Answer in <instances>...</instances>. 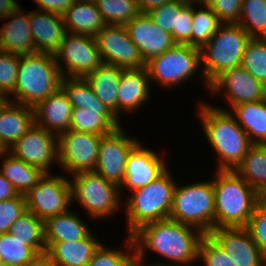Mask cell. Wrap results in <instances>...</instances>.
Masks as SVG:
<instances>
[{
  "mask_svg": "<svg viewBox=\"0 0 266 266\" xmlns=\"http://www.w3.org/2000/svg\"><path fill=\"white\" fill-rule=\"evenodd\" d=\"M204 235L198 228L168 218L140 226L131 237L137 258L145 261L144 251L148 249L178 266L192 264L198 260V246Z\"/></svg>",
  "mask_w": 266,
  "mask_h": 266,
  "instance_id": "6da1fadb",
  "label": "cell"
},
{
  "mask_svg": "<svg viewBox=\"0 0 266 266\" xmlns=\"http://www.w3.org/2000/svg\"><path fill=\"white\" fill-rule=\"evenodd\" d=\"M200 104L202 127L219 157L218 170L234 171L253 144L228 110L207 103Z\"/></svg>",
  "mask_w": 266,
  "mask_h": 266,
  "instance_id": "7a4b0ae2",
  "label": "cell"
},
{
  "mask_svg": "<svg viewBox=\"0 0 266 266\" xmlns=\"http://www.w3.org/2000/svg\"><path fill=\"white\" fill-rule=\"evenodd\" d=\"M212 181L215 229L246 227L254 208L263 198L235 171L217 170Z\"/></svg>",
  "mask_w": 266,
  "mask_h": 266,
  "instance_id": "3957f363",
  "label": "cell"
},
{
  "mask_svg": "<svg viewBox=\"0 0 266 266\" xmlns=\"http://www.w3.org/2000/svg\"><path fill=\"white\" fill-rule=\"evenodd\" d=\"M62 77L54 55H20L14 102L35 107L60 88Z\"/></svg>",
  "mask_w": 266,
  "mask_h": 266,
  "instance_id": "277c9868",
  "label": "cell"
},
{
  "mask_svg": "<svg viewBox=\"0 0 266 266\" xmlns=\"http://www.w3.org/2000/svg\"><path fill=\"white\" fill-rule=\"evenodd\" d=\"M175 182L166 169L144 187L133 190L126 201L128 235L146 223L169 218Z\"/></svg>",
  "mask_w": 266,
  "mask_h": 266,
  "instance_id": "5b68a950",
  "label": "cell"
},
{
  "mask_svg": "<svg viewBox=\"0 0 266 266\" xmlns=\"http://www.w3.org/2000/svg\"><path fill=\"white\" fill-rule=\"evenodd\" d=\"M251 37L239 24L222 23L213 37L200 48L203 76L209 84L222 72L241 65Z\"/></svg>",
  "mask_w": 266,
  "mask_h": 266,
  "instance_id": "8992f818",
  "label": "cell"
},
{
  "mask_svg": "<svg viewBox=\"0 0 266 266\" xmlns=\"http://www.w3.org/2000/svg\"><path fill=\"white\" fill-rule=\"evenodd\" d=\"M169 219L198 228L205 235L215 229L213 181L175 185Z\"/></svg>",
  "mask_w": 266,
  "mask_h": 266,
  "instance_id": "52a82bcc",
  "label": "cell"
},
{
  "mask_svg": "<svg viewBox=\"0 0 266 266\" xmlns=\"http://www.w3.org/2000/svg\"><path fill=\"white\" fill-rule=\"evenodd\" d=\"M70 182L71 200L77 201L94 218H104L119 209V187L104 179L95 171L81 172L73 175Z\"/></svg>",
  "mask_w": 266,
  "mask_h": 266,
  "instance_id": "ba28073f",
  "label": "cell"
},
{
  "mask_svg": "<svg viewBox=\"0 0 266 266\" xmlns=\"http://www.w3.org/2000/svg\"><path fill=\"white\" fill-rule=\"evenodd\" d=\"M201 65L200 49L188 44H175L146 62L150 80L172 87L188 80Z\"/></svg>",
  "mask_w": 266,
  "mask_h": 266,
  "instance_id": "9c48e42d",
  "label": "cell"
},
{
  "mask_svg": "<svg viewBox=\"0 0 266 266\" xmlns=\"http://www.w3.org/2000/svg\"><path fill=\"white\" fill-rule=\"evenodd\" d=\"M54 56L61 75L68 78H85L103 63L95 37L69 32ZM61 60L66 70L61 67Z\"/></svg>",
  "mask_w": 266,
  "mask_h": 266,
  "instance_id": "30bf717a",
  "label": "cell"
},
{
  "mask_svg": "<svg viewBox=\"0 0 266 266\" xmlns=\"http://www.w3.org/2000/svg\"><path fill=\"white\" fill-rule=\"evenodd\" d=\"M70 182L64 176L45 173L38 184L24 195L27 209L43 222L67 212L72 203Z\"/></svg>",
  "mask_w": 266,
  "mask_h": 266,
  "instance_id": "8fae6325",
  "label": "cell"
},
{
  "mask_svg": "<svg viewBox=\"0 0 266 266\" xmlns=\"http://www.w3.org/2000/svg\"><path fill=\"white\" fill-rule=\"evenodd\" d=\"M102 135L69 129L58 135V162L72 175L94 171Z\"/></svg>",
  "mask_w": 266,
  "mask_h": 266,
  "instance_id": "7c38bea8",
  "label": "cell"
},
{
  "mask_svg": "<svg viewBox=\"0 0 266 266\" xmlns=\"http://www.w3.org/2000/svg\"><path fill=\"white\" fill-rule=\"evenodd\" d=\"M95 40L103 63L123 69H141L145 62L125 26L105 25Z\"/></svg>",
  "mask_w": 266,
  "mask_h": 266,
  "instance_id": "4fadbf2b",
  "label": "cell"
},
{
  "mask_svg": "<svg viewBox=\"0 0 266 266\" xmlns=\"http://www.w3.org/2000/svg\"><path fill=\"white\" fill-rule=\"evenodd\" d=\"M8 153L49 173L52 161L58 162V136L34 123L20 139L8 148Z\"/></svg>",
  "mask_w": 266,
  "mask_h": 266,
  "instance_id": "5bb4252c",
  "label": "cell"
},
{
  "mask_svg": "<svg viewBox=\"0 0 266 266\" xmlns=\"http://www.w3.org/2000/svg\"><path fill=\"white\" fill-rule=\"evenodd\" d=\"M138 143L134 138L127 137L122 127L102 135L94 171L120 187L124 180L127 156Z\"/></svg>",
  "mask_w": 266,
  "mask_h": 266,
  "instance_id": "9a60e30c",
  "label": "cell"
},
{
  "mask_svg": "<svg viewBox=\"0 0 266 266\" xmlns=\"http://www.w3.org/2000/svg\"><path fill=\"white\" fill-rule=\"evenodd\" d=\"M208 235L238 266H266V257L246 227H220Z\"/></svg>",
  "mask_w": 266,
  "mask_h": 266,
  "instance_id": "2e32d148",
  "label": "cell"
},
{
  "mask_svg": "<svg viewBox=\"0 0 266 266\" xmlns=\"http://www.w3.org/2000/svg\"><path fill=\"white\" fill-rule=\"evenodd\" d=\"M227 90L226 97L231 107L266 99L265 85L254 78L241 65L222 72L210 84L212 93Z\"/></svg>",
  "mask_w": 266,
  "mask_h": 266,
  "instance_id": "e0dca14e",
  "label": "cell"
},
{
  "mask_svg": "<svg viewBox=\"0 0 266 266\" xmlns=\"http://www.w3.org/2000/svg\"><path fill=\"white\" fill-rule=\"evenodd\" d=\"M125 27L145 63L176 44L171 34L156 25L147 13H139Z\"/></svg>",
  "mask_w": 266,
  "mask_h": 266,
  "instance_id": "ac0fdd59",
  "label": "cell"
},
{
  "mask_svg": "<svg viewBox=\"0 0 266 266\" xmlns=\"http://www.w3.org/2000/svg\"><path fill=\"white\" fill-rule=\"evenodd\" d=\"M141 145L139 142L127 156L124 180L119 187L121 190L124 185L132 191L144 187L167 169L164 160Z\"/></svg>",
  "mask_w": 266,
  "mask_h": 266,
  "instance_id": "d6986e66",
  "label": "cell"
},
{
  "mask_svg": "<svg viewBox=\"0 0 266 266\" xmlns=\"http://www.w3.org/2000/svg\"><path fill=\"white\" fill-rule=\"evenodd\" d=\"M29 22L36 52L55 55L67 33L63 16L38 9L29 12Z\"/></svg>",
  "mask_w": 266,
  "mask_h": 266,
  "instance_id": "ffe728a7",
  "label": "cell"
},
{
  "mask_svg": "<svg viewBox=\"0 0 266 266\" xmlns=\"http://www.w3.org/2000/svg\"><path fill=\"white\" fill-rule=\"evenodd\" d=\"M33 109L36 125L57 136L69 130L72 105L61 88L40 101Z\"/></svg>",
  "mask_w": 266,
  "mask_h": 266,
  "instance_id": "44dd1931",
  "label": "cell"
},
{
  "mask_svg": "<svg viewBox=\"0 0 266 266\" xmlns=\"http://www.w3.org/2000/svg\"><path fill=\"white\" fill-rule=\"evenodd\" d=\"M22 12V13H21ZM10 22L0 29V51L27 55L36 53L31 34L29 12L26 14L18 7L7 18Z\"/></svg>",
  "mask_w": 266,
  "mask_h": 266,
  "instance_id": "7402d4cb",
  "label": "cell"
},
{
  "mask_svg": "<svg viewBox=\"0 0 266 266\" xmlns=\"http://www.w3.org/2000/svg\"><path fill=\"white\" fill-rule=\"evenodd\" d=\"M148 71L146 67L141 69H123L118 84L117 117L121 110L133 113L143 105L149 97Z\"/></svg>",
  "mask_w": 266,
  "mask_h": 266,
  "instance_id": "603a6c76",
  "label": "cell"
},
{
  "mask_svg": "<svg viewBox=\"0 0 266 266\" xmlns=\"http://www.w3.org/2000/svg\"><path fill=\"white\" fill-rule=\"evenodd\" d=\"M35 123L34 109L8 99L0 109V139L9 148Z\"/></svg>",
  "mask_w": 266,
  "mask_h": 266,
  "instance_id": "cb8c5ba5",
  "label": "cell"
},
{
  "mask_svg": "<svg viewBox=\"0 0 266 266\" xmlns=\"http://www.w3.org/2000/svg\"><path fill=\"white\" fill-rule=\"evenodd\" d=\"M89 233L82 240L45 243L46 254L56 266H87L101 244Z\"/></svg>",
  "mask_w": 266,
  "mask_h": 266,
  "instance_id": "d4e9b609",
  "label": "cell"
},
{
  "mask_svg": "<svg viewBox=\"0 0 266 266\" xmlns=\"http://www.w3.org/2000/svg\"><path fill=\"white\" fill-rule=\"evenodd\" d=\"M119 127V118L106 106L72 107L69 129L73 131L105 135Z\"/></svg>",
  "mask_w": 266,
  "mask_h": 266,
  "instance_id": "484cf974",
  "label": "cell"
},
{
  "mask_svg": "<svg viewBox=\"0 0 266 266\" xmlns=\"http://www.w3.org/2000/svg\"><path fill=\"white\" fill-rule=\"evenodd\" d=\"M62 16L69 33L95 37L106 25L95 2L75 0Z\"/></svg>",
  "mask_w": 266,
  "mask_h": 266,
  "instance_id": "4316f807",
  "label": "cell"
},
{
  "mask_svg": "<svg viewBox=\"0 0 266 266\" xmlns=\"http://www.w3.org/2000/svg\"><path fill=\"white\" fill-rule=\"evenodd\" d=\"M123 68L102 63L85 79L91 85L94 95L117 116L118 84Z\"/></svg>",
  "mask_w": 266,
  "mask_h": 266,
  "instance_id": "83f0119b",
  "label": "cell"
},
{
  "mask_svg": "<svg viewBox=\"0 0 266 266\" xmlns=\"http://www.w3.org/2000/svg\"><path fill=\"white\" fill-rule=\"evenodd\" d=\"M231 109V114L246 132L250 142L266 145V99L241 103Z\"/></svg>",
  "mask_w": 266,
  "mask_h": 266,
  "instance_id": "f1b7e54d",
  "label": "cell"
},
{
  "mask_svg": "<svg viewBox=\"0 0 266 266\" xmlns=\"http://www.w3.org/2000/svg\"><path fill=\"white\" fill-rule=\"evenodd\" d=\"M43 226L45 243L73 242L82 240L90 233L85 222L70 210L46 219Z\"/></svg>",
  "mask_w": 266,
  "mask_h": 266,
  "instance_id": "f546056e",
  "label": "cell"
},
{
  "mask_svg": "<svg viewBox=\"0 0 266 266\" xmlns=\"http://www.w3.org/2000/svg\"><path fill=\"white\" fill-rule=\"evenodd\" d=\"M234 171L266 198V145L253 144Z\"/></svg>",
  "mask_w": 266,
  "mask_h": 266,
  "instance_id": "4dcf8cb0",
  "label": "cell"
},
{
  "mask_svg": "<svg viewBox=\"0 0 266 266\" xmlns=\"http://www.w3.org/2000/svg\"><path fill=\"white\" fill-rule=\"evenodd\" d=\"M0 172L22 195L34 188L45 174L41 169L13 157L10 153L5 156Z\"/></svg>",
  "mask_w": 266,
  "mask_h": 266,
  "instance_id": "1f68e13d",
  "label": "cell"
},
{
  "mask_svg": "<svg viewBox=\"0 0 266 266\" xmlns=\"http://www.w3.org/2000/svg\"><path fill=\"white\" fill-rule=\"evenodd\" d=\"M9 233L26 241V246L35 248L40 254L46 252L43 221L30 210L27 209L16 219Z\"/></svg>",
  "mask_w": 266,
  "mask_h": 266,
  "instance_id": "d6a6232c",
  "label": "cell"
},
{
  "mask_svg": "<svg viewBox=\"0 0 266 266\" xmlns=\"http://www.w3.org/2000/svg\"><path fill=\"white\" fill-rule=\"evenodd\" d=\"M40 254L35 248L26 246V241L20 240L9 232L0 234V258L3 264L25 266Z\"/></svg>",
  "mask_w": 266,
  "mask_h": 266,
  "instance_id": "836d02e7",
  "label": "cell"
},
{
  "mask_svg": "<svg viewBox=\"0 0 266 266\" xmlns=\"http://www.w3.org/2000/svg\"><path fill=\"white\" fill-rule=\"evenodd\" d=\"M106 25L126 26L140 11L136 0H96Z\"/></svg>",
  "mask_w": 266,
  "mask_h": 266,
  "instance_id": "e575fe53",
  "label": "cell"
},
{
  "mask_svg": "<svg viewBox=\"0 0 266 266\" xmlns=\"http://www.w3.org/2000/svg\"><path fill=\"white\" fill-rule=\"evenodd\" d=\"M238 24L251 38H266V0H242Z\"/></svg>",
  "mask_w": 266,
  "mask_h": 266,
  "instance_id": "d590c367",
  "label": "cell"
},
{
  "mask_svg": "<svg viewBox=\"0 0 266 266\" xmlns=\"http://www.w3.org/2000/svg\"><path fill=\"white\" fill-rule=\"evenodd\" d=\"M202 5L205 9L196 11L193 4L192 15L191 46L199 49L213 37L222 24L209 6L204 3Z\"/></svg>",
  "mask_w": 266,
  "mask_h": 266,
  "instance_id": "8d00e7d4",
  "label": "cell"
},
{
  "mask_svg": "<svg viewBox=\"0 0 266 266\" xmlns=\"http://www.w3.org/2000/svg\"><path fill=\"white\" fill-rule=\"evenodd\" d=\"M60 88L66 94L72 107L84 108L102 106L101 101L94 95L91 85L85 78L62 77Z\"/></svg>",
  "mask_w": 266,
  "mask_h": 266,
  "instance_id": "74e56055",
  "label": "cell"
},
{
  "mask_svg": "<svg viewBox=\"0 0 266 266\" xmlns=\"http://www.w3.org/2000/svg\"><path fill=\"white\" fill-rule=\"evenodd\" d=\"M241 66L266 86V38H251L246 44Z\"/></svg>",
  "mask_w": 266,
  "mask_h": 266,
  "instance_id": "f35d334b",
  "label": "cell"
},
{
  "mask_svg": "<svg viewBox=\"0 0 266 266\" xmlns=\"http://www.w3.org/2000/svg\"><path fill=\"white\" fill-rule=\"evenodd\" d=\"M127 240V248L133 250L132 255L116 249H108L103 244H100L94 251L87 266H132V260L134 257V242L131 235H128Z\"/></svg>",
  "mask_w": 266,
  "mask_h": 266,
  "instance_id": "ab89813d",
  "label": "cell"
},
{
  "mask_svg": "<svg viewBox=\"0 0 266 266\" xmlns=\"http://www.w3.org/2000/svg\"><path fill=\"white\" fill-rule=\"evenodd\" d=\"M19 63L20 55L0 51V94L4 97L14 93Z\"/></svg>",
  "mask_w": 266,
  "mask_h": 266,
  "instance_id": "60d3db41",
  "label": "cell"
},
{
  "mask_svg": "<svg viewBox=\"0 0 266 266\" xmlns=\"http://www.w3.org/2000/svg\"><path fill=\"white\" fill-rule=\"evenodd\" d=\"M197 258H202L205 266H238L208 234L201 238Z\"/></svg>",
  "mask_w": 266,
  "mask_h": 266,
  "instance_id": "b9f144b4",
  "label": "cell"
},
{
  "mask_svg": "<svg viewBox=\"0 0 266 266\" xmlns=\"http://www.w3.org/2000/svg\"><path fill=\"white\" fill-rule=\"evenodd\" d=\"M186 4V2L180 0H171L149 10L147 15L156 25L171 34L173 28H176L177 15Z\"/></svg>",
  "mask_w": 266,
  "mask_h": 266,
  "instance_id": "7bdbcfd3",
  "label": "cell"
},
{
  "mask_svg": "<svg viewBox=\"0 0 266 266\" xmlns=\"http://www.w3.org/2000/svg\"><path fill=\"white\" fill-rule=\"evenodd\" d=\"M246 228L257 247L266 257V198H263L256 205Z\"/></svg>",
  "mask_w": 266,
  "mask_h": 266,
  "instance_id": "ee69618b",
  "label": "cell"
},
{
  "mask_svg": "<svg viewBox=\"0 0 266 266\" xmlns=\"http://www.w3.org/2000/svg\"><path fill=\"white\" fill-rule=\"evenodd\" d=\"M26 210L25 196L22 194L9 200L0 201V234L9 232L11 225Z\"/></svg>",
  "mask_w": 266,
  "mask_h": 266,
  "instance_id": "f6af8a7d",
  "label": "cell"
},
{
  "mask_svg": "<svg viewBox=\"0 0 266 266\" xmlns=\"http://www.w3.org/2000/svg\"><path fill=\"white\" fill-rule=\"evenodd\" d=\"M203 3L213 10L221 23H239L242 0H204Z\"/></svg>",
  "mask_w": 266,
  "mask_h": 266,
  "instance_id": "bcb514c9",
  "label": "cell"
},
{
  "mask_svg": "<svg viewBox=\"0 0 266 266\" xmlns=\"http://www.w3.org/2000/svg\"><path fill=\"white\" fill-rule=\"evenodd\" d=\"M193 4H186L178 13L176 28H173L171 36L176 44H188L191 46Z\"/></svg>",
  "mask_w": 266,
  "mask_h": 266,
  "instance_id": "7dc6e473",
  "label": "cell"
},
{
  "mask_svg": "<svg viewBox=\"0 0 266 266\" xmlns=\"http://www.w3.org/2000/svg\"><path fill=\"white\" fill-rule=\"evenodd\" d=\"M38 4L40 11H46L63 15L75 0H33Z\"/></svg>",
  "mask_w": 266,
  "mask_h": 266,
  "instance_id": "c3c4849f",
  "label": "cell"
},
{
  "mask_svg": "<svg viewBox=\"0 0 266 266\" xmlns=\"http://www.w3.org/2000/svg\"><path fill=\"white\" fill-rule=\"evenodd\" d=\"M18 195L13 185L0 172V201L12 199Z\"/></svg>",
  "mask_w": 266,
  "mask_h": 266,
  "instance_id": "681fc988",
  "label": "cell"
},
{
  "mask_svg": "<svg viewBox=\"0 0 266 266\" xmlns=\"http://www.w3.org/2000/svg\"><path fill=\"white\" fill-rule=\"evenodd\" d=\"M171 0H136L140 13H147L149 10L159 7Z\"/></svg>",
  "mask_w": 266,
  "mask_h": 266,
  "instance_id": "f907efd6",
  "label": "cell"
},
{
  "mask_svg": "<svg viewBox=\"0 0 266 266\" xmlns=\"http://www.w3.org/2000/svg\"><path fill=\"white\" fill-rule=\"evenodd\" d=\"M19 6L15 0H0V19L8 17Z\"/></svg>",
  "mask_w": 266,
  "mask_h": 266,
  "instance_id": "816d5d0a",
  "label": "cell"
},
{
  "mask_svg": "<svg viewBox=\"0 0 266 266\" xmlns=\"http://www.w3.org/2000/svg\"><path fill=\"white\" fill-rule=\"evenodd\" d=\"M25 266H56L52 259L46 254H38L33 260L29 261Z\"/></svg>",
  "mask_w": 266,
  "mask_h": 266,
  "instance_id": "f5cc1de1",
  "label": "cell"
},
{
  "mask_svg": "<svg viewBox=\"0 0 266 266\" xmlns=\"http://www.w3.org/2000/svg\"><path fill=\"white\" fill-rule=\"evenodd\" d=\"M144 260L143 259H141V258H137L135 255H134V257H133V260H132V266H144L143 265V263H141V262H143ZM148 266H174V264H165V265H163V264H158V263H156V264H150V265H148Z\"/></svg>",
  "mask_w": 266,
  "mask_h": 266,
  "instance_id": "db71d44e",
  "label": "cell"
},
{
  "mask_svg": "<svg viewBox=\"0 0 266 266\" xmlns=\"http://www.w3.org/2000/svg\"><path fill=\"white\" fill-rule=\"evenodd\" d=\"M8 153V148L4 145V143L0 139V155L5 156Z\"/></svg>",
  "mask_w": 266,
  "mask_h": 266,
  "instance_id": "11a10c76",
  "label": "cell"
},
{
  "mask_svg": "<svg viewBox=\"0 0 266 266\" xmlns=\"http://www.w3.org/2000/svg\"><path fill=\"white\" fill-rule=\"evenodd\" d=\"M180 1H183V2H186L187 4H202L203 3V0H180ZM197 1V2H196Z\"/></svg>",
  "mask_w": 266,
  "mask_h": 266,
  "instance_id": "9f6ffc18",
  "label": "cell"
},
{
  "mask_svg": "<svg viewBox=\"0 0 266 266\" xmlns=\"http://www.w3.org/2000/svg\"><path fill=\"white\" fill-rule=\"evenodd\" d=\"M7 100H8V97H4L3 95L0 94V109Z\"/></svg>",
  "mask_w": 266,
  "mask_h": 266,
  "instance_id": "6f0895ef",
  "label": "cell"
},
{
  "mask_svg": "<svg viewBox=\"0 0 266 266\" xmlns=\"http://www.w3.org/2000/svg\"><path fill=\"white\" fill-rule=\"evenodd\" d=\"M80 1L95 2L96 0H80Z\"/></svg>",
  "mask_w": 266,
  "mask_h": 266,
  "instance_id": "680465c9",
  "label": "cell"
},
{
  "mask_svg": "<svg viewBox=\"0 0 266 266\" xmlns=\"http://www.w3.org/2000/svg\"><path fill=\"white\" fill-rule=\"evenodd\" d=\"M0 266H12V265H9V264H1Z\"/></svg>",
  "mask_w": 266,
  "mask_h": 266,
  "instance_id": "91938a15",
  "label": "cell"
}]
</instances>
